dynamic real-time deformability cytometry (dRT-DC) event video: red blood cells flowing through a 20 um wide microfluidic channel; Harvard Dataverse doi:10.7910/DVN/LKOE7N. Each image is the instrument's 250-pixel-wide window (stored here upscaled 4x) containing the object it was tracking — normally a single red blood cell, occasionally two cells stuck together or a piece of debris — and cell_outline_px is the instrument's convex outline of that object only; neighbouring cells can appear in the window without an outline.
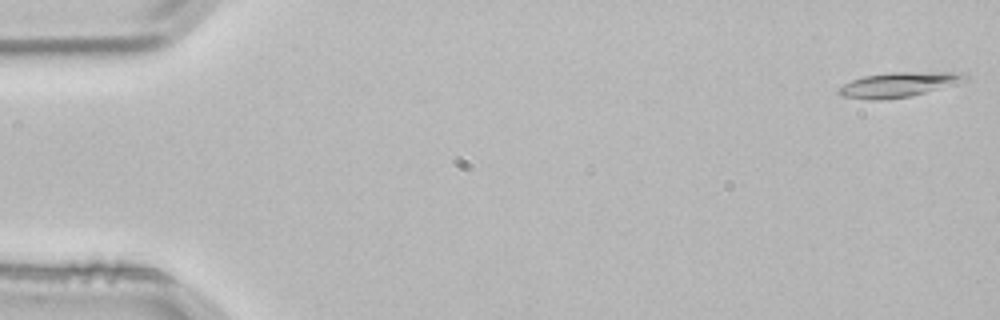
{"species": "common noctule bat (a hibernating species)", "species_latin": "Nyctalus noctula", "temperature_condition": "room temperature", "stored_images_in_passage": 3, "camera_frame_rate_fps": 3000, "um_per_image_px": 0.085, "animal": {"sex": "male", "body_mass_g": 21.5, "forearm_length_mm": 52.0}, "frame": {"image": 1, "passage_image": 1, "time_ms": 0.0, "image_size_px": [1000, 320], "cell_outline_px": [[972, 76], [968, 80], [924, 92], [908, 96], [880, 100], [868, 100], [844, 96], [836, 92], [836, 88], [852, 80], [864, 76], [892, 72], [968, 72]], "centroid_in_image_um": [76.41, 7.17], "position_along_channel_um": 8.6, "area_um2": 18.26}}
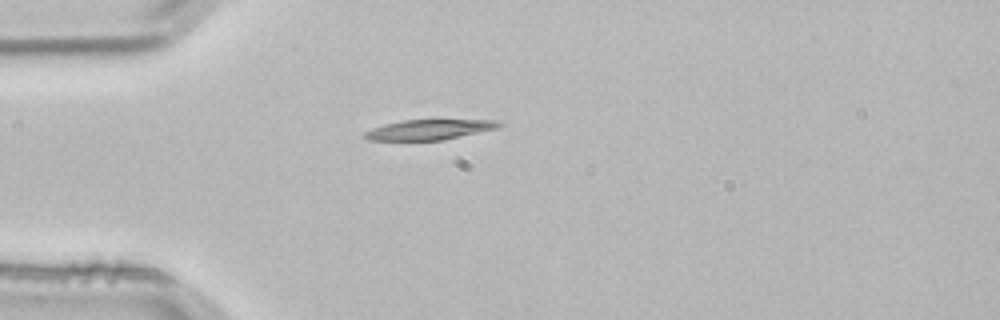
{"frame": {"image": 2, "passage_image": 3, "time_ms": 0.667, "image_size_px": [1000, 320], "cell_outline_px": [[504, 124], [496, 128], [444, 140], [368, 140], [360, 136], [364, 132], [372, 128], [384, 124], [404, 120], [496, 120]], "centroid_in_image_um": [36.43, 11.02], "position_along_channel_um": 48.6, "area_um2": 15.72}}